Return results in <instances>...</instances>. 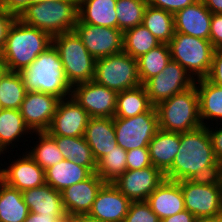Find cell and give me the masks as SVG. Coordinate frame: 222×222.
Listing matches in <instances>:
<instances>
[{
	"label": "cell",
	"mask_w": 222,
	"mask_h": 222,
	"mask_svg": "<svg viewBox=\"0 0 222 222\" xmlns=\"http://www.w3.org/2000/svg\"><path fill=\"white\" fill-rule=\"evenodd\" d=\"M170 181L211 179L221 175L207 126L180 133V146L172 166L164 173Z\"/></svg>",
	"instance_id": "6da1fadb"
},
{
	"label": "cell",
	"mask_w": 222,
	"mask_h": 222,
	"mask_svg": "<svg viewBox=\"0 0 222 222\" xmlns=\"http://www.w3.org/2000/svg\"><path fill=\"white\" fill-rule=\"evenodd\" d=\"M19 74L27 92H43L60 99L71 97L72 86L64 73L58 50L53 44Z\"/></svg>",
	"instance_id": "7a4b0ae2"
},
{
	"label": "cell",
	"mask_w": 222,
	"mask_h": 222,
	"mask_svg": "<svg viewBox=\"0 0 222 222\" xmlns=\"http://www.w3.org/2000/svg\"><path fill=\"white\" fill-rule=\"evenodd\" d=\"M52 45V37L18 18L10 26L3 52L8 71L20 72Z\"/></svg>",
	"instance_id": "3957f363"
},
{
	"label": "cell",
	"mask_w": 222,
	"mask_h": 222,
	"mask_svg": "<svg viewBox=\"0 0 222 222\" xmlns=\"http://www.w3.org/2000/svg\"><path fill=\"white\" fill-rule=\"evenodd\" d=\"M18 19L51 37L73 31L78 20V0H56L29 5Z\"/></svg>",
	"instance_id": "277c9868"
},
{
	"label": "cell",
	"mask_w": 222,
	"mask_h": 222,
	"mask_svg": "<svg viewBox=\"0 0 222 222\" xmlns=\"http://www.w3.org/2000/svg\"><path fill=\"white\" fill-rule=\"evenodd\" d=\"M155 107L160 130L182 133L203 126L196 85L173 95Z\"/></svg>",
	"instance_id": "5b68a950"
},
{
	"label": "cell",
	"mask_w": 222,
	"mask_h": 222,
	"mask_svg": "<svg viewBox=\"0 0 222 222\" xmlns=\"http://www.w3.org/2000/svg\"><path fill=\"white\" fill-rule=\"evenodd\" d=\"M52 44L58 50L71 86L94 79L96 59L87 51L74 30L53 36Z\"/></svg>",
	"instance_id": "8992f818"
},
{
	"label": "cell",
	"mask_w": 222,
	"mask_h": 222,
	"mask_svg": "<svg viewBox=\"0 0 222 222\" xmlns=\"http://www.w3.org/2000/svg\"><path fill=\"white\" fill-rule=\"evenodd\" d=\"M185 209L199 221L217 219L222 213V178L180 181Z\"/></svg>",
	"instance_id": "52a82bcc"
},
{
	"label": "cell",
	"mask_w": 222,
	"mask_h": 222,
	"mask_svg": "<svg viewBox=\"0 0 222 222\" xmlns=\"http://www.w3.org/2000/svg\"><path fill=\"white\" fill-rule=\"evenodd\" d=\"M168 46L171 60L178 62L193 78L208 75L215 50L210 40L175 32Z\"/></svg>",
	"instance_id": "ba28073f"
},
{
	"label": "cell",
	"mask_w": 222,
	"mask_h": 222,
	"mask_svg": "<svg viewBox=\"0 0 222 222\" xmlns=\"http://www.w3.org/2000/svg\"><path fill=\"white\" fill-rule=\"evenodd\" d=\"M93 80L117 93L135 88L141 85L137 59L124 51L97 59Z\"/></svg>",
	"instance_id": "9c48e42d"
},
{
	"label": "cell",
	"mask_w": 222,
	"mask_h": 222,
	"mask_svg": "<svg viewBox=\"0 0 222 222\" xmlns=\"http://www.w3.org/2000/svg\"><path fill=\"white\" fill-rule=\"evenodd\" d=\"M117 145L129 151L148 147L150 141L159 130L158 114L153 106L131 118L113 117Z\"/></svg>",
	"instance_id": "30bf717a"
},
{
	"label": "cell",
	"mask_w": 222,
	"mask_h": 222,
	"mask_svg": "<svg viewBox=\"0 0 222 222\" xmlns=\"http://www.w3.org/2000/svg\"><path fill=\"white\" fill-rule=\"evenodd\" d=\"M193 78L178 62L171 60L156 76L143 85L153 106L195 85Z\"/></svg>",
	"instance_id": "8fae6325"
},
{
	"label": "cell",
	"mask_w": 222,
	"mask_h": 222,
	"mask_svg": "<svg viewBox=\"0 0 222 222\" xmlns=\"http://www.w3.org/2000/svg\"><path fill=\"white\" fill-rule=\"evenodd\" d=\"M71 97L90 117L113 118L117 92L94 80L72 86Z\"/></svg>",
	"instance_id": "7c38bea8"
},
{
	"label": "cell",
	"mask_w": 222,
	"mask_h": 222,
	"mask_svg": "<svg viewBox=\"0 0 222 222\" xmlns=\"http://www.w3.org/2000/svg\"><path fill=\"white\" fill-rule=\"evenodd\" d=\"M74 31L96 60L123 52V32L118 28L95 26L77 20Z\"/></svg>",
	"instance_id": "4fadbf2b"
},
{
	"label": "cell",
	"mask_w": 222,
	"mask_h": 222,
	"mask_svg": "<svg viewBox=\"0 0 222 222\" xmlns=\"http://www.w3.org/2000/svg\"><path fill=\"white\" fill-rule=\"evenodd\" d=\"M165 179V174L152 165L142 169L126 170L112 183L131 202H138L146 201Z\"/></svg>",
	"instance_id": "5bb4252c"
},
{
	"label": "cell",
	"mask_w": 222,
	"mask_h": 222,
	"mask_svg": "<svg viewBox=\"0 0 222 222\" xmlns=\"http://www.w3.org/2000/svg\"><path fill=\"white\" fill-rule=\"evenodd\" d=\"M60 100L54 95L39 91L26 93L19 111L33 133L49 129Z\"/></svg>",
	"instance_id": "9a60e30c"
},
{
	"label": "cell",
	"mask_w": 222,
	"mask_h": 222,
	"mask_svg": "<svg viewBox=\"0 0 222 222\" xmlns=\"http://www.w3.org/2000/svg\"><path fill=\"white\" fill-rule=\"evenodd\" d=\"M89 114L72 98L61 99L47 132L51 136H84Z\"/></svg>",
	"instance_id": "2e32d148"
},
{
	"label": "cell",
	"mask_w": 222,
	"mask_h": 222,
	"mask_svg": "<svg viewBox=\"0 0 222 222\" xmlns=\"http://www.w3.org/2000/svg\"><path fill=\"white\" fill-rule=\"evenodd\" d=\"M24 154L19 155L7 168L2 169L0 166V180L19 191L40 187L46 183L45 171L27 152Z\"/></svg>",
	"instance_id": "e0dca14e"
},
{
	"label": "cell",
	"mask_w": 222,
	"mask_h": 222,
	"mask_svg": "<svg viewBox=\"0 0 222 222\" xmlns=\"http://www.w3.org/2000/svg\"><path fill=\"white\" fill-rule=\"evenodd\" d=\"M131 201L113 183H105L96 195L88 215L100 222H124Z\"/></svg>",
	"instance_id": "ac0fdd59"
},
{
	"label": "cell",
	"mask_w": 222,
	"mask_h": 222,
	"mask_svg": "<svg viewBox=\"0 0 222 222\" xmlns=\"http://www.w3.org/2000/svg\"><path fill=\"white\" fill-rule=\"evenodd\" d=\"M104 184L105 182L94 172L89 178L62 190L63 206L68 217L88 214Z\"/></svg>",
	"instance_id": "d6986e66"
},
{
	"label": "cell",
	"mask_w": 222,
	"mask_h": 222,
	"mask_svg": "<svg viewBox=\"0 0 222 222\" xmlns=\"http://www.w3.org/2000/svg\"><path fill=\"white\" fill-rule=\"evenodd\" d=\"M212 13L202 0L174 14L175 32L210 40Z\"/></svg>",
	"instance_id": "ffe728a7"
},
{
	"label": "cell",
	"mask_w": 222,
	"mask_h": 222,
	"mask_svg": "<svg viewBox=\"0 0 222 222\" xmlns=\"http://www.w3.org/2000/svg\"><path fill=\"white\" fill-rule=\"evenodd\" d=\"M146 202L160 221L185 209L180 181L165 179L147 198Z\"/></svg>",
	"instance_id": "44dd1931"
},
{
	"label": "cell",
	"mask_w": 222,
	"mask_h": 222,
	"mask_svg": "<svg viewBox=\"0 0 222 222\" xmlns=\"http://www.w3.org/2000/svg\"><path fill=\"white\" fill-rule=\"evenodd\" d=\"M84 138L98 162L117 145L113 118L90 117Z\"/></svg>",
	"instance_id": "7402d4cb"
},
{
	"label": "cell",
	"mask_w": 222,
	"mask_h": 222,
	"mask_svg": "<svg viewBox=\"0 0 222 222\" xmlns=\"http://www.w3.org/2000/svg\"><path fill=\"white\" fill-rule=\"evenodd\" d=\"M29 212L42 215H67L60 191L48 184L22 191Z\"/></svg>",
	"instance_id": "603a6c76"
},
{
	"label": "cell",
	"mask_w": 222,
	"mask_h": 222,
	"mask_svg": "<svg viewBox=\"0 0 222 222\" xmlns=\"http://www.w3.org/2000/svg\"><path fill=\"white\" fill-rule=\"evenodd\" d=\"M117 0H78V20L101 27L118 28Z\"/></svg>",
	"instance_id": "cb8c5ba5"
},
{
	"label": "cell",
	"mask_w": 222,
	"mask_h": 222,
	"mask_svg": "<svg viewBox=\"0 0 222 222\" xmlns=\"http://www.w3.org/2000/svg\"><path fill=\"white\" fill-rule=\"evenodd\" d=\"M96 167H84L63 159L45 170V182L57 191L89 178Z\"/></svg>",
	"instance_id": "d4e9b609"
},
{
	"label": "cell",
	"mask_w": 222,
	"mask_h": 222,
	"mask_svg": "<svg viewBox=\"0 0 222 222\" xmlns=\"http://www.w3.org/2000/svg\"><path fill=\"white\" fill-rule=\"evenodd\" d=\"M179 146V132L159 129L148 145L152 165L165 173L172 166Z\"/></svg>",
	"instance_id": "484cf974"
},
{
	"label": "cell",
	"mask_w": 222,
	"mask_h": 222,
	"mask_svg": "<svg viewBox=\"0 0 222 222\" xmlns=\"http://www.w3.org/2000/svg\"><path fill=\"white\" fill-rule=\"evenodd\" d=\"M195 85L199 98V114L202 125L208 126L206 120L209 119L215 122L219 119L218 122H222V87L209 82L206 78L197 79Z\"/></svg>",
	"instance_id": "4316f807"
},
{
	"label": "cell",
	"mask_w": 222,
	"mask_h": 222,
	"mask_svg": "<svg viewBox=\"0 0 222 222\" xmlns=\"http://www.w3.org/2000/svg\"><path fill=\"white\" fill-rule=\"evenodd\" d=\"M27 133L35 135L26 125L19 110H0V152L2 154H4L5 151L6 153H9L7 149H12V146L14 148V144H16L15 142H19V139L21 137L24 138ZM10 144L11 148L9 147Z\"/></svg>",
	"instance_id": "83f0119b"
},
{
	"label": "cell",
	"mask_w": 222,
	"mask_h": 222,
	"mask_svg": "<svg viewBox=\"0 0 222 222\" xmlns=\"http://www.w3.org/2000/svg\"><path fill=\"white\" fill-rule=\"evenodd\" d=\"M153 107L144 85L117 93L114 117L131 118Z\"/></svg>",
	"instance_id": "f1b7e54d"
},
{
	"label": "cell",
	"mask_w": 222,
	"mask_h": 222,
	"mask_svg": "<svg viewBox=\"0 0 222 222\" xmlns=\"http://www.w3.org/2000/svg\"><path fill=\"white\" fill-rule=\"evenodd\" d=\"M28 214L22 191L0 180V222H24Z\"/></svg>",
	"instance_id": "f546056e"
},
{
	"label": "cell",
	"mask_w": 222,
	"mask_h": 222,
	"mask_svg": "<svg viewBox=\"0 0 222 222\" xmlns=\"http://www.w3.org/2000/svg\"><path fill=\"white\" fill-rule=\"evenodd\" d=\"M142 25L160 43L168 44L175 34L174 14L150 5H147L145 8Z\"/></svg>",
	"instance_id": "4dcf8cb0"
},
{
	"label": "cell",
	"mask_w": 222,
	"mask_h": 222,
	"mask_svg": "<svg viewBox=\"0 0 222 222\" xmlns=\"http://www.w3.org/2000/svg\"><path fill=\"white\" fill-rule=\"evenodd\" d=\"M61 151L64 159L73 161L75 164L84 167H97L92 150L87 144L84 136H52Z\"/></svg>",
	"instance_id": "1f68e13d"
},
{
	"label": "cell",
	"mask_w": 222,
	"mask_h": 222,
	"mask_svg": "<svg viewBox=\"0 0 222 222\" xmlns=\"http://www.w3.org/2000/svg\"><path fill=\"white\" fill-rule=\"evenodd\" d=\"M171 61L168 44L161 43L137 58L138 76L143 85L148 79L158 75Z\"/></svg>",
	"instance_id": "d6a6232c"
},
{
	"label": "cell",
	"mask_w": 222,
	"mask_h": 222,
	"mask_svg": "<svg viewBox=\"0 0 222 222\" xmlns=\"http://www.w3.org/2000/svg\"><path fill=\"white\" fill-rule=\"evenodd\" d=\"M160 44L142 24L123 32V51L135 59Z\"/></svg>",
	"instance_id": "836d02e7"
},
{
	"label": "cell",
	"mask_w": 222,
	"mask_h": 222,
	"mask_svg": "<svg viewBox=\"0 0 222 222\" xmlns=\"http://www.w3.org/2000/svg\"><path fill=\"white\" fill-rule=\"evenodd\" d=\"M27 91L19 72L8 71L0 79L1 109L19 110Z\"/></svg>",
	"instance_id": "e575fe53"
},
{
	"label": "cell",
	"mask_w": 222,
	"mask_h": 222,
	"mask_svg": "<svg viewBox=\"0 0 222 222\" xmlns=\"http://www.w3.org/2000/svg\"><path fill=\"white\" fill-rule=\"evenodd\" d=\"M35 134L39 140L26 152L45 171L64 158L55 139L47 131L35 132Z\"/></svg>",
	"instance_id": "d590c367"
},
{
	"label": "cell",
	"mask_w": 222,
	"mask_h": 222,
	"mask_svg": "<svg viewBox=\"0 0 222 222\" xmlns=\"http://www.w3.org/2000/svg\"><path fill=\"white\" fill-rule=\"evenodd\" d=\"M126 157L127 151L116 145L97 162L95 173L105 183L114 182L127 170Z\"/></svg>",
	"instance_id": "8d00e7d4"
},
{
	"label": "cell",
	"mask_w": 222,
	"mask_h": 222,
	"mask_svg": "<svg viewBox=\"0 0 222 222\" xmlns=\"http://www.w3.org/2000/svg\"><path fill=\"white\" fill-rule=\"evenodd\" d=\"M147 0H117L118 29L124 32L141 25Z\"/></svg>",
	"instance_id": "74e56055"
},
{
	"label": "cell",
	"mask_w": 222,
	"mask_h": 222,
	"mask_svg": "<svg viewBox=\"0 0 222 222\" xmlns=\"http://www.w3.org/2000/svg\"><path fill=\"white\" fill-rule=\"evenodd\" d=\"M124 222H161L146 201L131 202Z\"/></svg>",
	"instance_id": "f35d334b"
},
{
	"label": "cell",
	"mask_w": 222,
	"mask_h": 222,
	"mask_svg": "<svg viewBox=\"0 0 222 222\" xmlns=\"http://www.w3.org/2000/svg\"><path fill=\"white\" fill-rule=\"evenodd\" d=\"M127 170L142 169L152 166L148 147L136 148L127 151Z\"/></svg>",
	"instance_id": "ab89813d"
},
{
	"label": "cell",
	"mask_w": 222,
	"mask_h": 222,
	"mask_svg": "<svg viewBox=\"0 0 222 222\" xmlns=\"http://www.w3.org/2000/svg\"><path fill=\"white\" fill-rule=\"evenodd\" d=\"M196 1L197 0H147V3L152 7L175 14L177 11L192 5Z\"/></svg>",
	"instance_id": "60d3db41"
},
{
	"label": "cell",
	"mask_w": 222,
	"mask_h": 222,
	"mask_svg": "<svg viewBox=\"0 0 222 222\" xmlns=\"http://www.w3.org/2000/svg\"><path fill=\"white\" fill-rule=\"evenodd\" d=\"M205 78L209 82L222 87V50H214L212 64Z\"/></svg>",
	"instance_id": "b9f144b4"
},
{
	"label": "cell",
	"mask_w": 222,
	"mask_h": 222,
	"mask_svg": "<svg viewBox=\"0 0 222 222\" xmlns=\"http://www.w3.org/2000/svg\"><path fill=\"white\" fill-rule=\"evenodd\" d=\"M210 42L215 50H222V14H212Z\"/></svg>",
	"instance_id": "7bdbcfd3"
},
{
	"label": "cell",
	"mask_w": 222,
	"mask_h": 222,
	"mask_svg": "<svg viewBox=\"0 0 222 222\" xmlns=\"http://www.w3.org/2000/svg\"><path fill=\"white\" fill-rule=\"evenodd\" d=\"M16 17L0 6V54L3 52L7 33Z\"/></svg>",
	"instance_id": "ee69618b"
},
{
	"label": "cell",
	"mask_w": 222,
	"mask_h": 222,
	"mask_svg": "<svg viewBox=\"0 0 222 222\" xmlns=\"http://www.w3.org/2000/svg\"><path fill=\"white\" fill-rule=\"evenodd\" d=\"M29 5H32V0H0V6L16 18H18Z\"/></svg>",
	"instance_id": "f6af8a7d"
},
{
	"label": "cell",
	"mask_w": 222,
	"mask_h": 222,
	"mask_svg": "<svg viewBox=\"0 0 222 222\" xmlns=\"http://www.w3.org/2000/svg\"><path fill=\"white\" fill-rule=\"evenodd\" d=\"M207 128H208L211 140H212L213 150H214L216 159L222 165V128H221V125L219 128L215 127L216 128L215 131L213 127L210 128V125H208Z\"/></svg>",
	"instance_id": "bcb514c9"
},
{
	"label": "cell",
	"mask_w": 222,
	"mask_h": 222,
	"mask_svg": "<svg viewBox=\"0 0 222 222\" xmlns=\"http://www.w3.org/2000/svg\"><path fill=\"white\" fill-rule=\"evenodd\" d=\"M67 217L68 215H42L29 212L24 222H61Z\"/></svg>",
	"instance_id": "7dc6e473"
},
{
	"label": "cell",
	"mask_w": 222,
	"mask_h": 222,
	"mask_svg": "<svg viewBox=\"0 0 222 222\" xmlns=\"http://www.w3.org/2000/svg\"><path fill=\"white\" fill-rule=\"evenodd\" d=\"M198 221L199 220L186 209L161 220V222H198Z\"/></svg>",
	"instance_id": "c3c4849f"
},
{
	"label": "cell",
	"mask_w": 222,
	"mask_h": 222,
	"mask_svg": "<svg viewBox=\"0 0 222 222\" xmlns=\"http://www.w3.org/2000/svg\"><path fill=\"white\" fill-rule=\"evenodd\" d=\"M212 14H222V0H202Z\"/></svg>",
	"instance_id": "681fc988"
},
{
	"label": "cell",
	"mask_w": 222,
	"mask_h": 222,
	"mask_svg": "<svg viewBox=\"0 0 222 222\" xmlns=\"http://www.w3.org/2000/svg\"><path fill=\"white\" fill-rule=\"evenodd\" d=\"M73 222H100L88 214H77L73 216Z\"/></svg>",
	"instance_id": "f907efd6"
},
{
	"label": "cell",
	"mask_w": 222,
	"mask_h": 222,
	"mask_svg": "<svg viewBox=\"0 0 222 222\" xmlns=\"http://www.w3.org/2000/svg\"><path fill=\"white\" fill-rule=\"evenodd\" d=\"M8 72L7 69V65L6 62L2 56V54H0V79Z\"/></svg>",
	"instance_id": "816d5d0a"
},
{
	"label": "cell",
	"mask_w": 222,
	"mask_h": 222,
	"mask_svg": "<svg viewBox=\"0 0 222 222\" xmlns=\"http://www.w3.org/2000/svg\"><path fill=\"white\" fill-rule=\"evenodd\" d=\"M48 1H53L55 2L56 0H32V4H37L39 2H48Z\"/></svg>",
	"instance_id": "f5cc1de1"
},
{
	"label": "cell",
	"mask_w": 222,
	"mask_h": 222,
	"mask_svg": "<svg viewBox=\"0 0 222 222\" xmlns=\"http://www.w3.org/2000/svg\"><path fill=\"white\" fill-rule=\"evenodd\" d=\"M61 222H73V216L67 217L64 220H62Z\"/></svg>",
	"instance_id": "db71d44e"
},
{
	"label": "cell",
	"mask_w": 222,
	"mask_h": 222,
	"mask_svg": "<svg viewBox=\"0 0 222 222\" xmlns=\"http://www.w3.org/2000/svg\"><path fill=\"white\" fill-rule=\"evenodd\" d=\"M198 222H219L217 219L200 220Z\"/></svg>",
	"instance_id": "11a10c76"
},
{
	"label": "cell",
	"mask_w": 222,
	"mask_h": 222,
	"mask_svg": "<svg viewBox=\"0 0 222 222\" xmlns=\"http://www.w3.org/2000/svg\"><path fill=\"white\" fill-rule=\"evenodd\" d=\"M217 220H218L219 222H222V213H221V215L217 218Z\"/></svg>",
	"instance_id": "9f6ffc18"
}]
</instances>
